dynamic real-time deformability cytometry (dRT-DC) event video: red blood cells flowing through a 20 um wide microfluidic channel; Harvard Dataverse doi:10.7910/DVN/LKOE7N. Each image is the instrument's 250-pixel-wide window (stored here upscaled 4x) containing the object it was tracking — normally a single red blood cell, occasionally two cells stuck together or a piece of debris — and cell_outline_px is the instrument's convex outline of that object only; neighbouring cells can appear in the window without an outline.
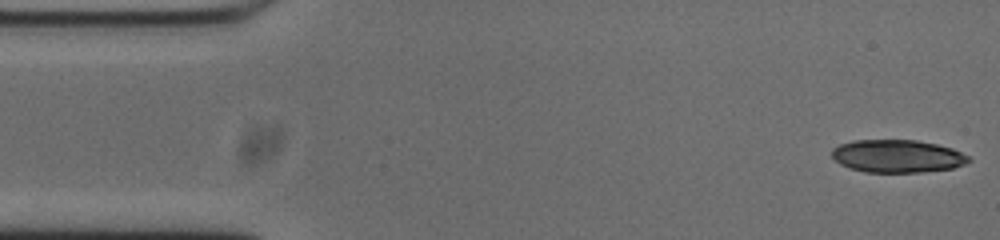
{"species": "common noctule bat (a hibernating species)", "species_latin": "Nyctalus noctula", "temperature_condition": "cold", "stored_images_in_passage": 20, "camera_frame_rate_fps": 3000, "um_per_image_px": 0.085, "animal": {"sex": "male", "body_mass_g": 20.0, "forearm_length_mm": 53.3}, "frame": {"image": 1, "passage_image": 1, "time_ms": 0.0, "image_size_px": [1000, 240], "cell_outline_px": [[972, 160], [964, 164], [952, 168], [924, 172], [864, 172], [848, 168], [840, 164], [832, 156], [832, 148], [840, 144], [852, 140], [916, 140], [936, 144], [952, 148], [968, 156]], "centroid_in_image_um": [76.25, 13.27], "position_along_channel_um": 8.7, "area_um2": 26.18}}
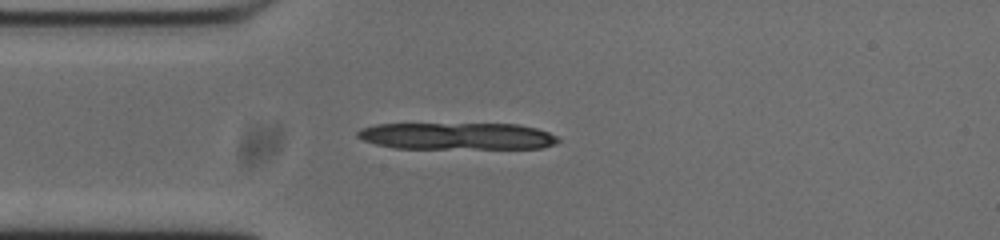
{"frame": {"image": 2, "passage_image": 12, "time_ms": 3.667, "image_size_px": [1000, 240], "cell_outline_px": [[560, 140], [556, 144], [540, 148], [396, 148], [376, 144], [364, 140], [356, 136], [356, 132], [360, 128], [376, 124], [520, 124], [536, 128], [548, 132], [556, 136]], "centroid_in_image_um": [38.85, 11.56], "position_along_channel_um": 46.2, "area_um2": 31.44}}